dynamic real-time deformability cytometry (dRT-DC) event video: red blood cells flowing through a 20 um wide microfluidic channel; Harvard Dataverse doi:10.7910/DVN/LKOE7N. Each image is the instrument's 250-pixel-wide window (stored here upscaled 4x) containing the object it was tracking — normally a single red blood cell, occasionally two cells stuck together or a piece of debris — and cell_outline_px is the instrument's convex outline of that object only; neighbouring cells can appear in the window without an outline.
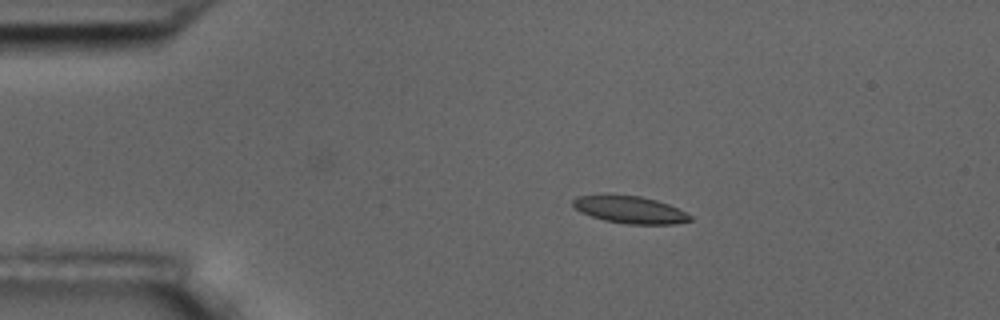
{"species": "common noctule bat (a hibernating species)", "species_latin": "Nyctalus noctula", "temperature_condition": "room temperature", "stored_images_in_passage": 5, "camera_frame_rate_fps": 3000, "um_per_image_px": 0.085, "animal": {"sex": "male", "body_mass_g": 17.5, "forearm_length_mm": 52.3}, "frame": {"image": 1, "passage_image": 3, "time_ms": 2.333, "image_size_px": [1000, 320], "cell_outline_px": [[692, 220], [672, 224], [628, 224], [604, 220], [580, 212], [572, 204], [572, 200], [576, 196], [640, 196], [656, 200], [668, 204], [692, 216]], "centroid_in_image_um": [53.55, 17.84], "position_along_channel_um": 31.4, "area_um2": 18.09}}
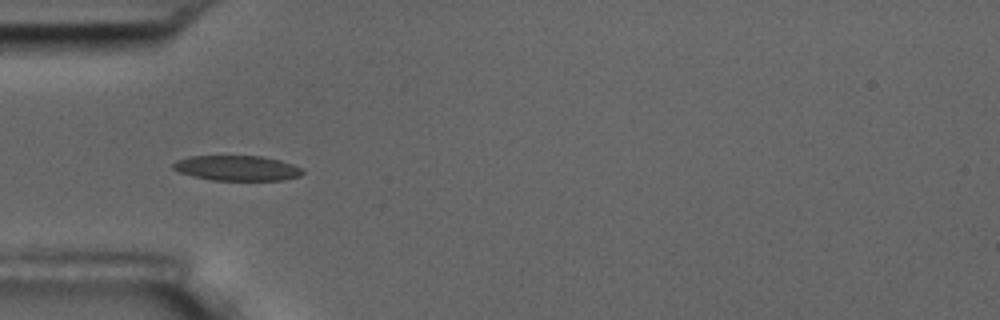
{"frame": {"image": 2, "passage_image": 5, "time_ms": 4.667, "image_size_px": [1000, 320], "cell_outline_px": [[304, 172], [300, 176], [284, 180], [212, 180], [192, 176], [180, 172], [172, 168], [172, 164], [176, 160], [188, 156], [260, 156], [280, 160], [292, 164], [300, 168]], "centroid_in_image_um": [20.12, 14.29], "position_along_channel_um": 64.9, "area_um2": 18.96}}